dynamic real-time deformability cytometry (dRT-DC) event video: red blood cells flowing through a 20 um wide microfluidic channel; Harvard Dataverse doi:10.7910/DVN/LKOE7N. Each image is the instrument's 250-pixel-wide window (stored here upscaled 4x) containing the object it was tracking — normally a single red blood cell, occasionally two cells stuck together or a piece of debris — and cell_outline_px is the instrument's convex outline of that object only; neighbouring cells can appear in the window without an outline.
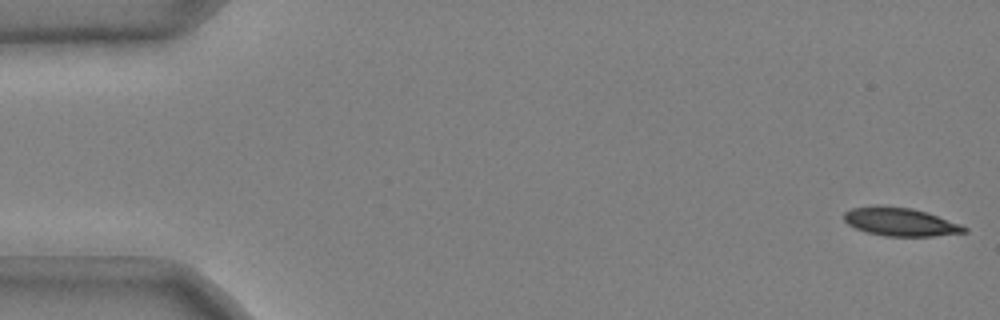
{"species": "common noctule bat (a hibernating species)", "species_latin": "Nyctalus noctula", "temperature_condition": "cold", "stored_images_in_passage": 51, "camera_frame_rate_fps": 3000, "um_per_image_px": 0.085, "animal": {"sex": "male", "body_mass_g": 20.4}, "frame": {"image": 1, "passage_image": 1, "time_ms": 0.0, "image_size_px": [1000, 320], "cell_outline_px": [[968, 232], [932, 236], [884, 236], [868, 232], [856, 228], [848, 224], [844, 220], [844, 212], [852, 208], [876, 204], [880, 204], [912, 208], [928, 212], [960, 224], [968, 228]], "centroid_in_image_um": [76.52, 18.83], "position_along_channel_um": 8.5, "area_um2": 20.06}}
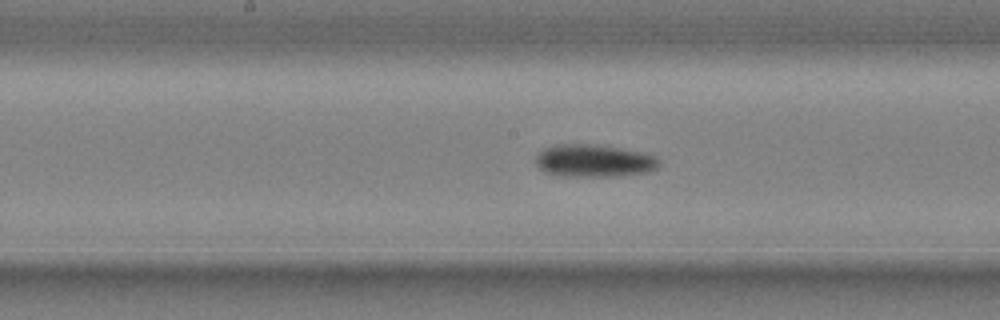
{"frame": {"image": 2, "passage_image": 27, "time_ms": 8.667, "image_size_px": [1000, 320], "cell_outline_px": [[660, 164], [656, 168], [648, 172], [616, 176], [564, 176], [544, 172], [536, 164], [536, 156], [544, 148], [556, 144], [592, 144], [620, 148], [644, 152], [656, 156], [660, 160]], "centroid_in_image_um": [50.51, 13.66], "position_along_channel_um": 197.7, "area_um2": 23.47}}
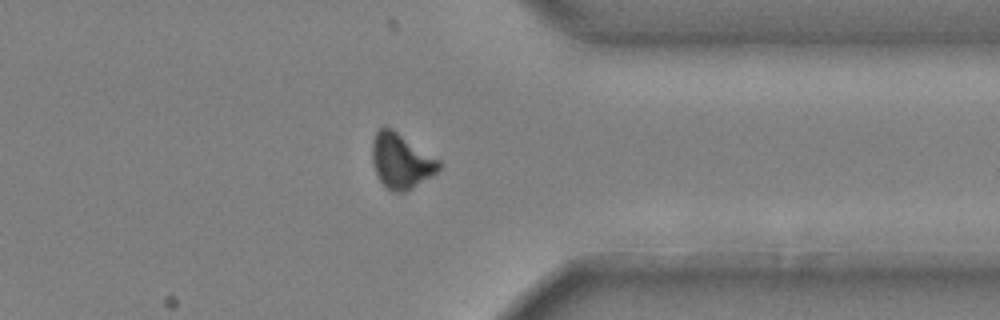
{"frame": {"image": 3, "passage_image": 42, "time_ms": 13.667, "image_size_px": [1000, 320], "cell_outline_px": [[440, 168], [436, 172], [412, 188], [404, 192], [392, 192], [380, 180], [376, 172], [372, 160], [372, 140], [376, 132], [384, 124], [392, 128], [440, 160]], "centroid_in_image_um": [34.07, 13.65], "position_along_channel_um": 377.3, "area_um2": 21.21}, "authors_computed_cell_mechanics": {"area_um2": 22.0218, "velocity_mm_per_s": 3.7044, "shape_relaxation_time_tau1_ms": 4.3442, "shape_relaxation_time_tau2_ms": null, "deformation_change_tau1": 0.1262, "deformation_change_tau2": null}}